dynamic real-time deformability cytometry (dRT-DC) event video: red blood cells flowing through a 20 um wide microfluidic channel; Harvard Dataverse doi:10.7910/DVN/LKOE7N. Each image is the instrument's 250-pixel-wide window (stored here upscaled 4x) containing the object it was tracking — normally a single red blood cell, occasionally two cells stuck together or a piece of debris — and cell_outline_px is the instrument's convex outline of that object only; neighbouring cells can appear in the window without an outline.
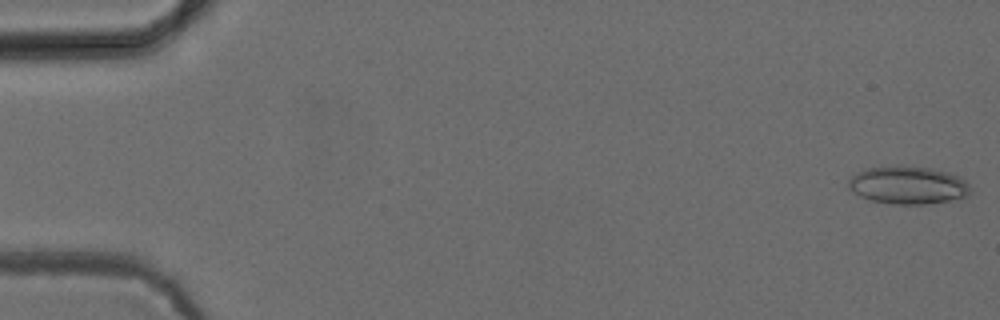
{"species": "common noctule bat (a hibernating species)", "species_latin": "Nyctalus noctula", "temperature_condition": "cold", "stored_images_in_passage": 31, "camera_frame_rate_fps": 3000, "um_per_image_px": 0.085, "animal": {"sex": "female", "body_mass_g": 24.6, "forearm_length_mm": 56.2}, "frame": {"image": 1, "passage_image": 1, "time_ms": 0.0, "image_size_px": [1000, 320], "cell_outline_px": [[968, 192], [964, 196], [948, 200], [924, 204], [892, 204], [872, 200], [860, 196], [852, 192], [848, 188], [848, 180], [856, 172], [864, 168], [896, 164], [928, 168], [948, 172], [964, 180], [968, 184]], "centroid_in_image_um": [77.07, 15.71], "position_along_channel_um": 7.9, "area_um2": 26.82}}
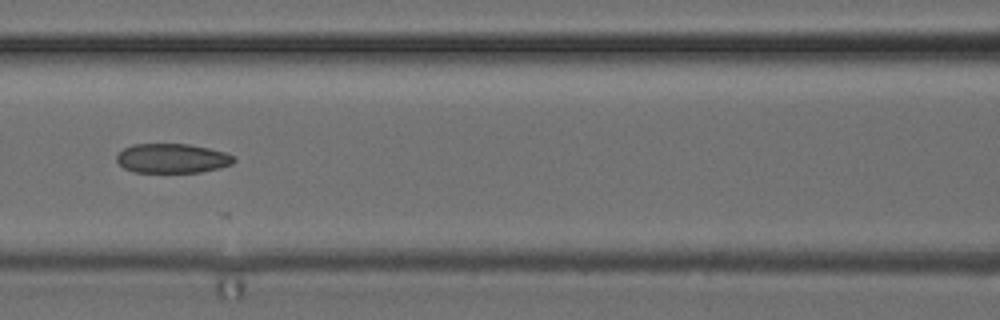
{"frame": {"image": 2, "passage_image": 23, "time_ms": 7.333, "image_size_px": [1000, 320], "cell_outline_px": [[236, 160], [232, 164], [200, 172], [136, 172], [124, 168], [116, 160], [116, 156], [124, 148], [132, 144], [188, 144], [208, 148], [224, 152], [236, 156]], "centroid_in_image_um": [14.64, 13.45], "position_along_channel_um": 152.0, "area_um2": 20.0}}
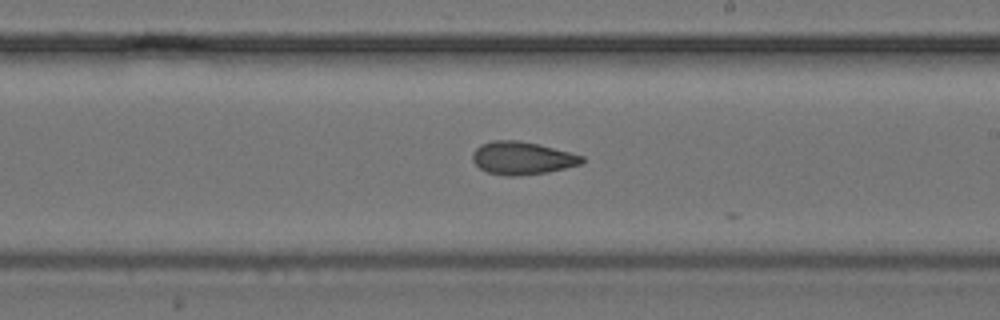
{"frame": {"image": 3, "passage_image": 30, "time_ms": 9.667, "image_size_px": [1000, 320], "cell_outline_px": [[584, 160], [580, 164], [548, 172], [520, 176], [504, 176], [488, 172], [480, 168], [472, 160], [472, 152], [480, 144], [492, 140], [516, 140], [536, 144], [584, 156]], "centroid_in_image_um": [44.33, 13.44], "position_along_channel_um": 244.7, "area_um2": 20.81}}